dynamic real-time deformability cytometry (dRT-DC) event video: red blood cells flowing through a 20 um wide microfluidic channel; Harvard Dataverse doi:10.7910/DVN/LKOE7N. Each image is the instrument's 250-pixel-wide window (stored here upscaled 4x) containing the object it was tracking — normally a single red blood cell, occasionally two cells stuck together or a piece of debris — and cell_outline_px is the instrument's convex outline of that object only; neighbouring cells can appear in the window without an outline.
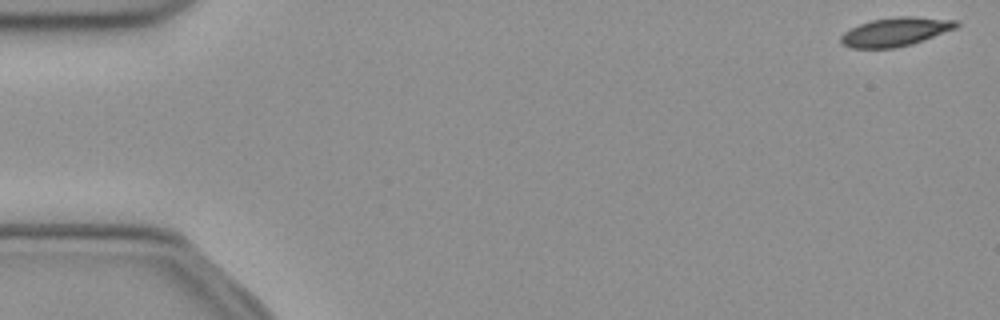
{"species": "common noctule bat (a hibernating species)", "species_latin": "Nyctalus noctula", "temperature_condition": "cold", "stored_images_in_passage": 52, "camera_frame_rate_fps": 3000, "um_per_image_px": 0.085, "animal": {"sex": "female", "body_mass_g": 21.9}, "frame": {"image": 1, "passage_image": 1, "time_ms": 0.0, "image_size_px": [1000, 320], "cell_outline_px": [[960, 24], [956, 28], [924, 40], [912, 44], [892, 48], [852, 48], [840, 44], [840, 36], [844, 32], [860, 24], [872, 20], [892, 16], [916, 16], [960, 20]], "centroid_in_image_um": [76.14, 2.69], "position_along_channel_um": 8.9, "area_um2": 19.54}}
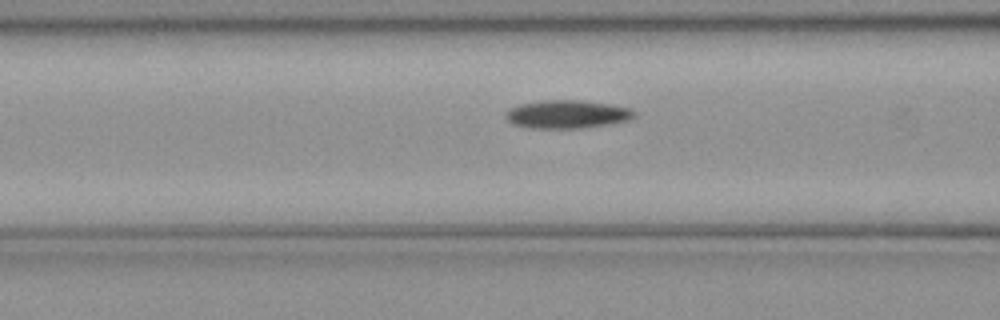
{"frame": {"image": 2, "passage_image": 20, "time_ms": 6.333, "image_size_px": [1000, 320], "cell_outline_px": [[636, 116], [628, 120], [612, 124], [584, 128], [532, 128], [512, 124], [504, 116], [504, 112], [508, 108], [520, 104], [544, 100], [580, 100], [612, 104], [628, 108], [636, 112]], "centroid_in_image_um": [48.2, 9.71], "position_along_channel_um": 118.4, "area_um2": 21.39}}
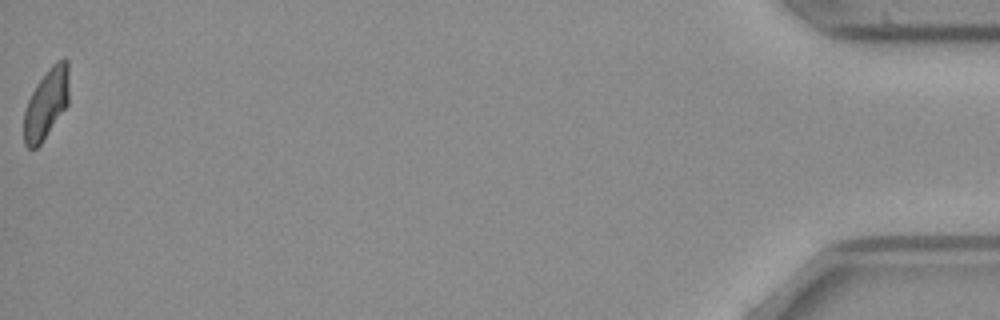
{"frame": {"image": 3, "passage_image": 52, "time_ms": 17.0, "image_size_px": [1000, 320], "cell_outline_px": [[68, 104], [40, 144], [36, 148], [28, 148], [24, 144], [24, 112], [28, 100], [36, 84], [48, 68], [56, 60], [64, 56], [68, 60]], "centroid_in_image_um": [3.94, 8.76], "position_along_channel_um": 431.3, "area_um2": 18.38}, "authors_computed_cell_mechanics": {"area_um2": 19.9699, "velocity_mm_per_s": 3.9062, "shape_relaxation_time_tau1_ms": 8.0082, "shape_relaxation_time_tau2_ms": null, "deformation_change_tau1": 0.1629, "deformation_change_tau2": null}}